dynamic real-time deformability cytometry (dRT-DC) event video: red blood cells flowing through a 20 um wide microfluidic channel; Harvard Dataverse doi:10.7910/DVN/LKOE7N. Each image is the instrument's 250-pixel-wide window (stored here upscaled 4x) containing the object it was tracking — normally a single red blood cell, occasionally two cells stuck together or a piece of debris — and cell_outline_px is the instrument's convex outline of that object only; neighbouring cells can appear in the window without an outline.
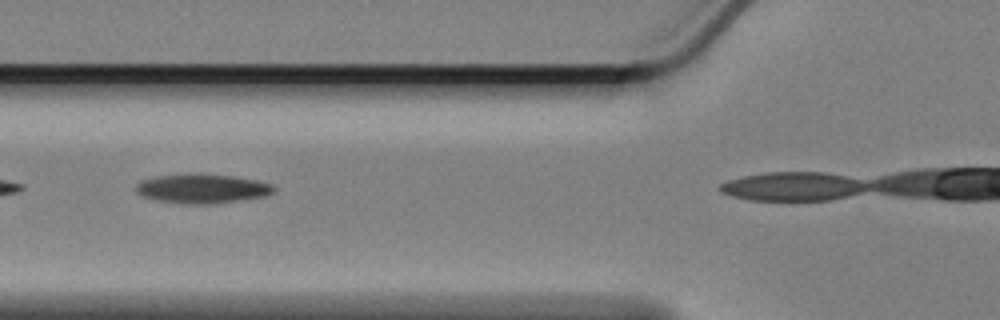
{"species": "Egyptian fruit bat (a non-hibernating species)", "species_latin": "Rousettus aegyptiacus", "temperature_condition": "cold", "stored_images_in_passage": 12, "camera_frame_rate_fps": 3000, "um_per_image_px": 0.085, "animal": {"sex": "female"}, "frame": {"image": 1, "passage_image": 4, "time_ms": 1.0, "image_size_px": [1000, 320], "cell_outline_px": [[276, 192], [264, 196], [240, 200], [208, 204], [188, 204], [156, 200], [144, 196], [136, 192], [136, 184], [140, 180], [156, 176], [200, 172], [232, 176], [256, 180], [272, 184], [276, 188]], "centroid_in_image_um": [17.19, 16.01], "position_along_channel_um": 108.6, "area_um2": 23.76}}